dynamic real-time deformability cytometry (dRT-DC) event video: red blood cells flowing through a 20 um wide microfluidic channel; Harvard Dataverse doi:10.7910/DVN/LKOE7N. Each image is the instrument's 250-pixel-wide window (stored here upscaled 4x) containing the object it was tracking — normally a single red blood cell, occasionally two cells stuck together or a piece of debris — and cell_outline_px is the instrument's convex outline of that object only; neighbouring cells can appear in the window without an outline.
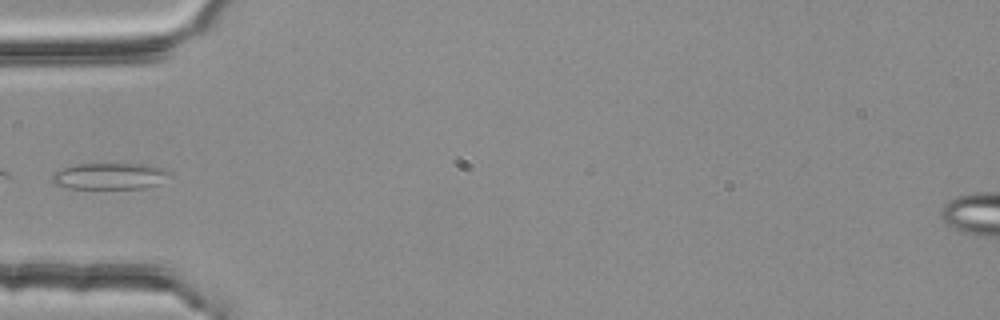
{"species": "common noctule bat (a hibernating species)", "species_latin": "Nyctalus noctula", "temperature_condition": "room temperature", "stored_images_in_passage": 4, "segment_of_instrument_passage": [2, 2], "camera_frame_rate_fps": 3000, "um_per_image_px": 0.085, "animal": {"sex": "female", "body_mass_g": 25.1}, "frame": {"image": 1, "passage_image": 4, "time_ms": 1.0, "image_size_px": [1000, 320], "cell_outline_px": [[172, 176], [156, 184], [144, 188], [68, 188], [56, 184], [52, 180], [52, 176], [60, 168], [76, 164], [148, 164], [164, 168], [172, 172]], "centroid_in_image_um": [9.38, 14.96], "position_along_channel_um": 75.6, "area_um2": 18.09}}